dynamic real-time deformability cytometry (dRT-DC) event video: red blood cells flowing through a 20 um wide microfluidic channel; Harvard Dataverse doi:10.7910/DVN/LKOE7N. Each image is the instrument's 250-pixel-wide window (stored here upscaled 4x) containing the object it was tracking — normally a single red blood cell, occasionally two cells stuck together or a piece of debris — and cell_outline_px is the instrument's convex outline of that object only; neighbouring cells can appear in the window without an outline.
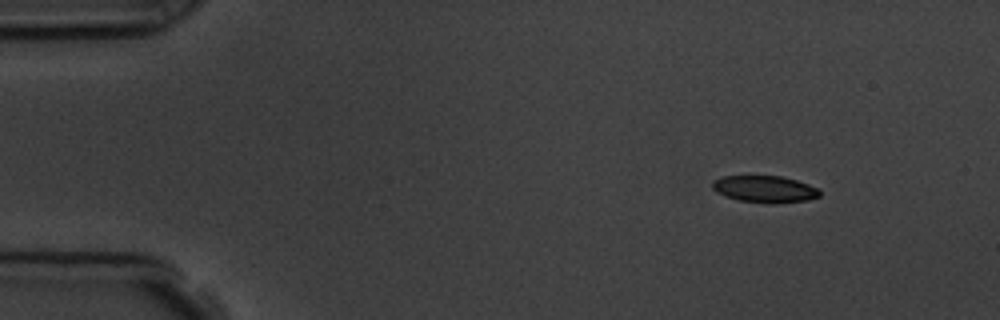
{"species": "common noctule bat (a hibernating species)", "species_latin": "Nyctalus noctula", "temperature_condition": "room temperature", "stored_images_in_passage": 4, "segment_of_instrument_passage": [1, 2], "camera_frame_rate_fps": 3000, "um_per_image_px": 0.085, "animal": {"sex": "male", "body_mass_g": 19.5, "forearm_length_mm": 54.6}, "frame": {"image": 1, "passage_image": 1, "time_ms": 0.0, "image_size_px": [1000, 320], "cell_outline_px": [[820, 196], [808, 200], [776, 204], [772, 204], [740, 200], [716, 192], [712, 188], [712, 180], [720, 176], [780, 176], [796, 180], [808, 184], [816, 188], [820, 192]], "centroid_in_image_um": [64.99, 16.07], "position_along_channel_um": 20.0, "area_um2": 16.76}}